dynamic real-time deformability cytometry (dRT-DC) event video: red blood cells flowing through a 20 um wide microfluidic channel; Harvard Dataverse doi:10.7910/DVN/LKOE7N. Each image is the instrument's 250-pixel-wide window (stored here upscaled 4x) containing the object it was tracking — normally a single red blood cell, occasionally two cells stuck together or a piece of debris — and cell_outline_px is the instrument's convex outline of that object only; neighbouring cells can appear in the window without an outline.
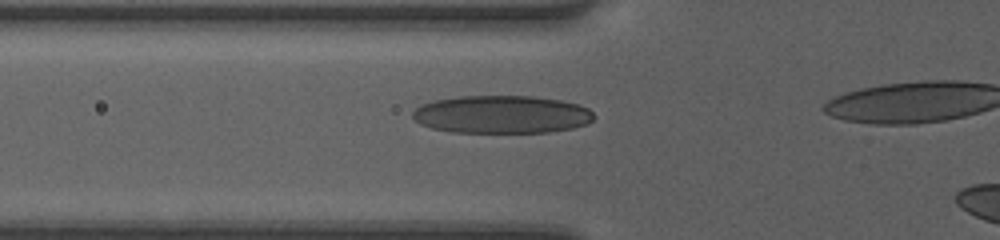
{"species": "human", "species_latin": "Homo sapiens", "temperature_condition": "room temperature", "stored_images_in_passage": 6, "camera_frame_rate_fps": 3000, "um_per_image_px": 0.085, "donor": {"sex": "female"}, "frame": {"image": 1, "passage_image": 4, "time_ms": 1.0, "image_size_px": [1000, 240], "cell_outline_px": [[592, 120], [588, 124], [572, 128], [548, 132], [452, 132], [432, 128], [420, 124], [412, 116], [412, 112], [420, 104], [432, 100], [460, 96], [532, 96], [560, 100], [580, 104], [588, 108], [592, 112]], "centroid_in_image_um": [42.62, 9.72], "position_along_channel_um": 83.2, "area_um2": 40.11}}